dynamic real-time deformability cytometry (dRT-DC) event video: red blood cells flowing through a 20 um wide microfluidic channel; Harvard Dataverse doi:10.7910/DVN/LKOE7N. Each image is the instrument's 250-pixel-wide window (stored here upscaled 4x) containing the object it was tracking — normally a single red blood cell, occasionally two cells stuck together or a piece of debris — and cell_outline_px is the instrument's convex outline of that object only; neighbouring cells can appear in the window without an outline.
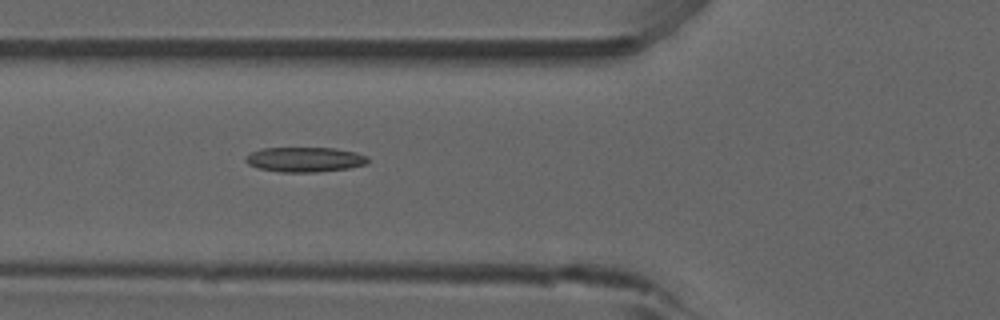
{"species": "common noctule bat (a hibernating species)", "species_latin": "Nyctalus noctula", "temperature_condition": "room temperature", "stored_images_in_passage": 47, "camera_frame_rate_fps": 3000, "um_per_image_px": 0.085, "animal": {"sex": "male", "forearm_length_mm": 52.5}, "frame": {"image": 1, "passage_image": 14, "time_ms": 4.333, "image_size_px": [1000, 320], "cell_outline_px": [[368, 164], [348, 168], [316, 172], [280, 172], [256, 168], [248, 164], [244, 160], [252, 152], [264, 148], [336, 148], [356, 152], [368, 156]], "centroid_in_image_um": [25.93, 13.56], "position_along_channel_um": 99.9, "area_um2": 17.74}}